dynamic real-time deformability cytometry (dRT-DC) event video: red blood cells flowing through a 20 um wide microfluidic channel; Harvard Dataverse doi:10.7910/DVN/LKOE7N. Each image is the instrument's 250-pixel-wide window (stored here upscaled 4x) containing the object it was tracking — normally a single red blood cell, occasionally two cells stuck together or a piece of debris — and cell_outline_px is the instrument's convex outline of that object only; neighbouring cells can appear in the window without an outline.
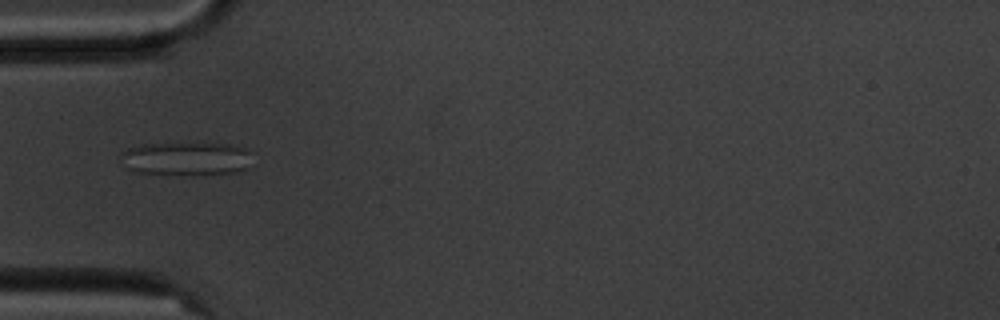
{"species": "common noctule bat (a hibernating species)", "species_latin": "Nyctalus noctula", "temperature_condition": "cold", "stored_images_in_passage": 9, "camera_frame_rate_fps": 3000, "um_per_image_px": 0.085, "animal": {"sex": "male", "body_mass_g": 20.1, "forearm_length_mm": 53.5}, "frame": {"image": 1, "passage_image": 3, "time_ms": 2.333, "image_size_px": [1000, 320], "cell_outline_px": [[248, 152], [244, 172], [132, 172], [128, 168], [120, 156], [120, 152], [128, 148], [140, 144], [228, 144], [244, 148]], "centroid_in_image_um": [15.73, 13.44], "position_along_channel_um": 69.3, "area_um2": 24.04}}
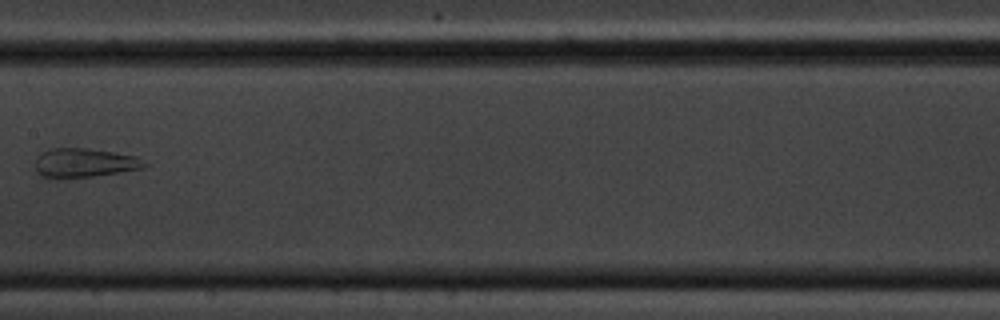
{"frame": {"image": 2, "passage_image": 6, "time_ms": 6.0, "image_size_px": [1000, 320], "cell_outline_px": [[148, 164], [144, 168], [92, 176], [48, 180], [40, 176], [36, 172], [36, 156], [40, 152], [52, 148], [88, 148], [136, 156]], "centroid_in_image_um": [7.08, 13.86], "position_along_channel_um": 200.3, "area_um2": 18.79}}
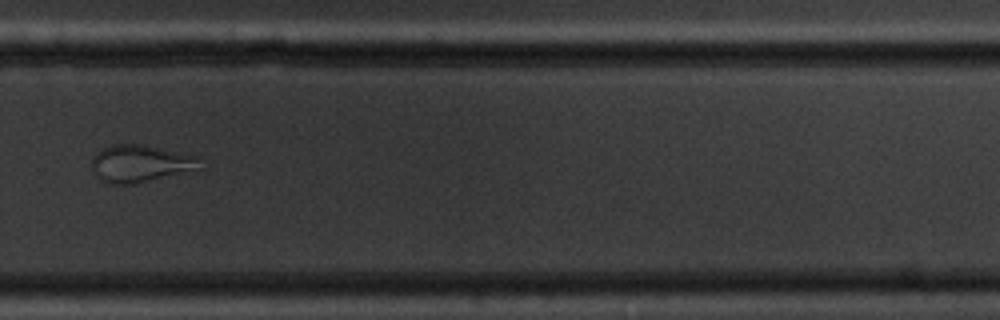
{"frame": {"image": 3, "passage_image": 9, "time_ms": 9.333, "image_size_px": [1000, 320], "cell_outline_px": [[204, 168], [132, 184], [112, 184], [100, 180], [92, 172], [92, 156], [96, 152], [112, 144], [144, 144], [200, 156]], "centroid_in_image_um": [11.96, 13.89], "position_along_channel_um": 317.8, "area_um2": 23.87}}